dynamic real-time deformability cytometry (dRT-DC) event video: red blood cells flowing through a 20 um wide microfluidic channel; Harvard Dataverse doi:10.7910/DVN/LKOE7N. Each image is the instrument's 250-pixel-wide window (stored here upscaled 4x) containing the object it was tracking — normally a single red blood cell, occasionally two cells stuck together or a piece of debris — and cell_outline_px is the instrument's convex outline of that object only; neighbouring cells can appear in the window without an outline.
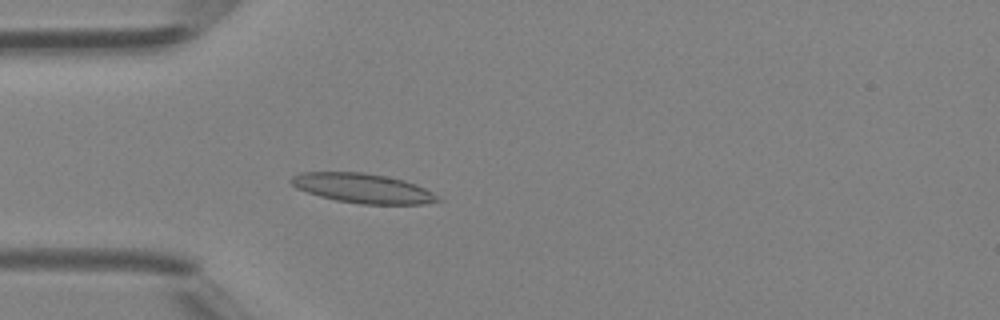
{"species": "Egyptian fruit bat (a non-hibernating species)", "species_latin": "Rousettus aegyptiacus", "temperature_condition": "room temperature", "stored_images_in_passage": 40, "camera_frame_rate_fps": 3000, "um_per_image_px": 0.085, "animal": {"sex": "female"}, "frame": {"image": 1, "passage_image": 10, "time_ms": 3.0, "image_size_px": [1000, 320], "cell_outline_px": [[444, 200], [424, 204], [360, 204], [336, 200], [320, 196], [296, 188], [288, 180], [292, 176], [300, 172], [364, 172], [404, 180], [416, 184], [432, 192]], "centroid_in_image_um": [30.84, 16.0], "position_along_channel_um": 54.2, "area_um2": 25.26}}
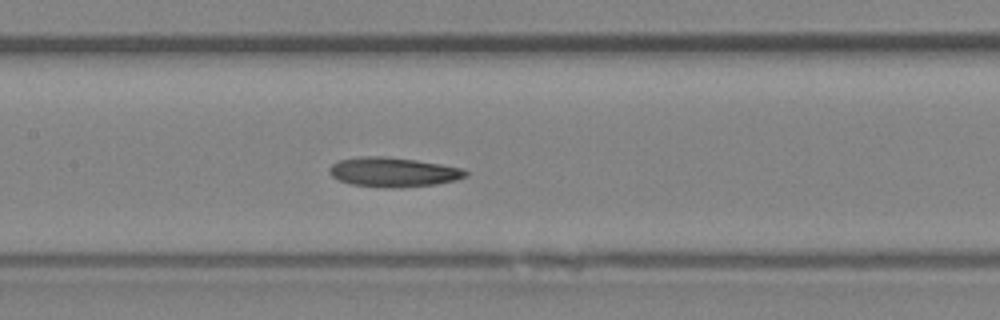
{"frame": {"image": 2, "passage_image": 18, "time_ms": 5.667, "image_size_px": [1000, 320], "cell_outline_px": [[468, 176], [456, 180], [436, 184], [392, 188], [352, 184], [340, 180], [332, 176], [328, 172], [328, 168], [332, 164], [340, 160], [360, 156], [384, 156], [416, 160], [440, 164], [460, 168], [468, 172]], "centroid_in_image_um": [33.42, 14.62], "position_along_channel_um": 174.0, "area_um2": 23.24}}
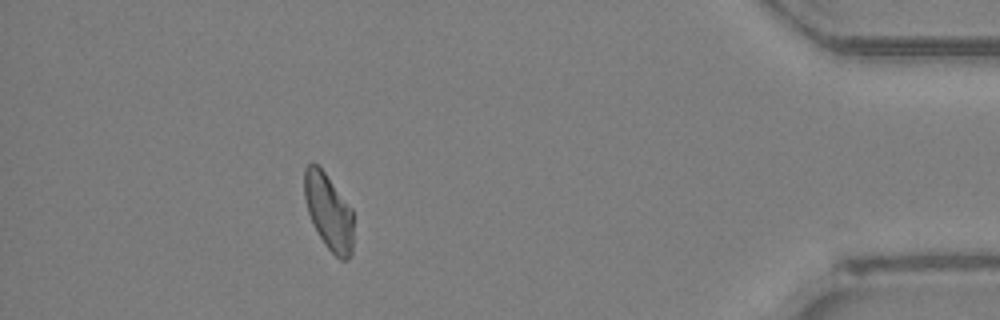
{"frame": {"image": 3, "passage_image": 36, "time_ms": 11.667, "image_size_px": [1000, 320], "cell_outline_px": [[352, 256], [348, 260], [340, 260], [324, 244], [316, 232], [312, 224], [308, 212], [304, 196], [304, 168], [312, 160], [324, 172], [352, 208]], "centroid_in_image_um": [27.92, 18.01], "position_along_channel_um": 407.3, "area_um2": 21.85}}